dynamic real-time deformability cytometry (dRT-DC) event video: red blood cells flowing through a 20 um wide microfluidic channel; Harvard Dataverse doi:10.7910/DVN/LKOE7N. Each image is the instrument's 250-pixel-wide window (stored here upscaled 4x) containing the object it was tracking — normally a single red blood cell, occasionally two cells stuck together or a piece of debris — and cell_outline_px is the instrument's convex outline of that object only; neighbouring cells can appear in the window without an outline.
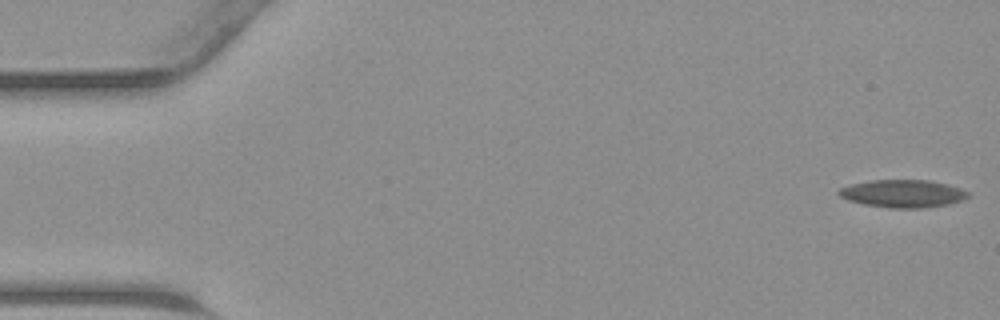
{"species": "common noctule bat (a hibernating species)", "species_latin": "Nyctalus noctula", "temperature_condition": "warm", "stored_images_in_passage": 12, "camera_frame_rate_fps": 3000, "um_per_image_px": 0.085, "animal": {"sex": "male", "body_mass_g": 23.1, "forearm_length_mm": 52.7}, "frame": {"image": 1, "passage_image": 1, "time_ms": 0.0, "image_size_px": [1000, 320], "cell_outline_px": [[968, 196], [964, 200], [948, 204], [920, 208], [892, 208], [864, 204], [848, 200], [840, 196], [836, 192], [840, 188], [852, 184], [868, 180], [928, 180], [944, 184], [968, 192]], "centroid_in_image_um": [76.69, 16.46], "position_along_channel_um": 8.3, "area_um2": 20.58}}
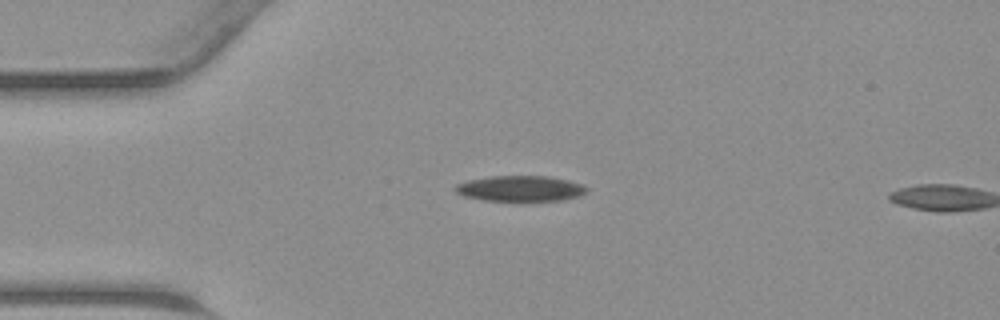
{"frame": {"image": 2, "passage_image": 11, "time_ms": 3.333, "image_size_px": [1000, 320], "cell_outline_px": [[588, 188], [584, 192], [576, 196], [560, 200], [484, 200], [464, 196], [456, 192], [452, 188], [456, 184], [468, 180], [492, 176], [548, 176], [568, 180], [580, 184]], "centroid_in_image_um": [44.16, 16.01], "position_along_channel_um": 40.8, "area_um2": 19.25}}